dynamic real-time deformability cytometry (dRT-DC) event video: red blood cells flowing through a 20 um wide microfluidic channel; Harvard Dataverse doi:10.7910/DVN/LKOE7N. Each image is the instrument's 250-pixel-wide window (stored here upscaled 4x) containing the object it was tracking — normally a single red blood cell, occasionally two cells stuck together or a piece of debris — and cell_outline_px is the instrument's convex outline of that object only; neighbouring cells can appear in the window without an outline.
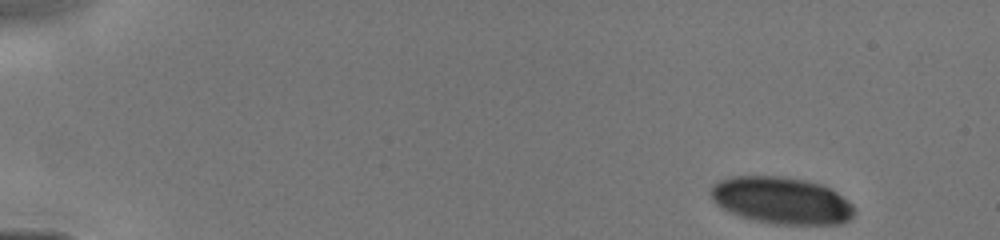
{"species": "human", "species_latin": "Homo sapiens", "temperature_condition": "cold", "stored_images_in_passage": 12, "camera_frame_rate_fps": 3000, "um_per_image_px": 0.085, "donor": {"sex": "male"}, "frame": {"image": 1, "passage_image": 1, "time_ms": 0.0, "image_size_px": [1000, 240], "cell_outline_px": [[856, 212], [848, 220], [840, 224], [776, 224], [752, 220], [728, 212], [716, 204], [708, 192], [712, 184], [728, 176], [780, 176], [804, 180], [820, 184], [832, 188], [848, 200], [852, 204]], "centroid_in_image_um": [66.4, 17.03], "position_along_channel_um": 18.6, "area_um2": 39.65}}
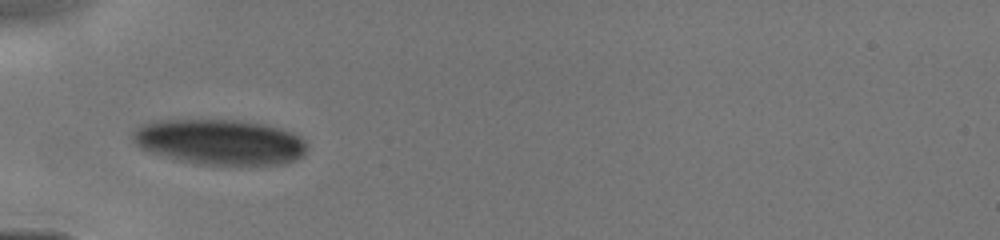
{"frame": {"image": 2, "passage_image": 9, "time_ms": 4.0, "image_size_px": [1000, 240], "cell_outline_px": [[308, 148], [304, 156], [296, 160], [284, 164], [200, 164], [180, 160], [152, 152], [140, 148], [132, 140], [132, 132], [136, 128], [144, 124], [156, 120], [240, 120], [264, 124], [280, 128], [292, 132], [300, 136], [308, 144]], "centroid_in_image_um": [18.73, 12.06], "position_along_channel_um": 66.3, "area_um2": 46.12}}
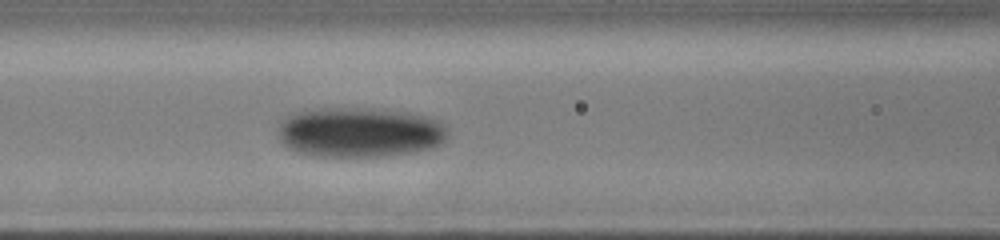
{"frame": {"image": 3, "passage_image": 12, "time_ms": 5.667, "image_size_px": [1000, 240], "cell_outline_px": [[448, 136], [440, 144], [432, 148], [416, 152], [384, 156], [312, 156], [288, 148], [280, 140], [280, 124], [288, 116], [296, 112], [308, 108], [372, 108], [408, 112], [428, 116], [440, 120], [448, 128]], "centroid_in_image_um": [30.63, 11.23], "position_along_channel_um": 136.0, "area_um2": 49.82}}